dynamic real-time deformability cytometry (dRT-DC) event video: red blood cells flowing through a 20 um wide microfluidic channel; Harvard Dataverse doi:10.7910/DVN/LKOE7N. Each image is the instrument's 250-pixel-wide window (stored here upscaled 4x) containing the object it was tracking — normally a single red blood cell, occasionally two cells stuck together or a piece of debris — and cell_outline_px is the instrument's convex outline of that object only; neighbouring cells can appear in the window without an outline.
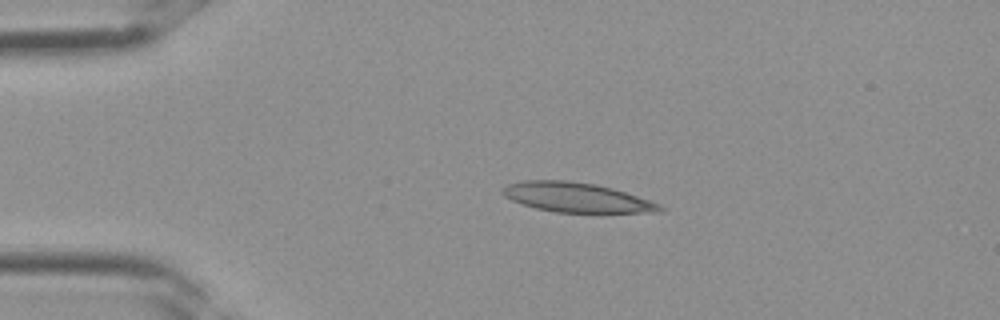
{"species": "Egyptian fruit bat (a non-hibernating species)", "species_latin": "Rousettus aegyptiacus", "temperature_condition": "room temperature", "stored_images_in_passage": 4, "camera_frame_rate_fps": 3000, "um_per_image_px": 0.085, "frame": {"image": 1, "passage_image": 2, "time_ms": 0.333, "image_size_px": [1000, 320], "cell_outline_px": [[664, 208], [660, 212], [556, 212], [536, 208], [512, 200], [504, 196], [500, 192], [500, 188], [508, 184], [524, 180], [568, 180], [596, 184], [612, 188], [660, 204]], "centroid_in_image_um": [48.95, 16.77], "position_along_channel_um": 36.1, "area_um2": 26.88}}